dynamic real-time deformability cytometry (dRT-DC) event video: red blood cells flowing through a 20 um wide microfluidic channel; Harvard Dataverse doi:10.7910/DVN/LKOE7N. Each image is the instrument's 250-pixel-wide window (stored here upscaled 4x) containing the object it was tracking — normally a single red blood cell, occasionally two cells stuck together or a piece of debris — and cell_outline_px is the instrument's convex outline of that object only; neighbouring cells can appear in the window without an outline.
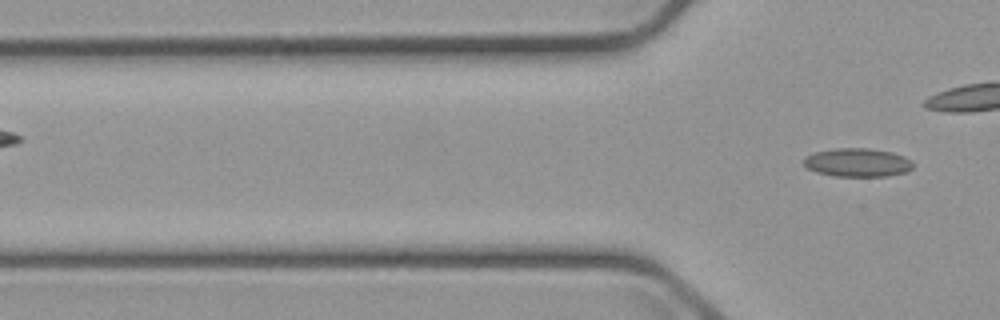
{"species": "common noctule bat (a hibernating species)", "species_latin": "Nyctalus noctula", "temperature_condition": "cold", "stored_images_in_passage": 6, "camera_frame_rate_fps": 3000, "um_per_image_px": 0.085, "animal": {"sex": "male", "body_mass_g": 23.1, "forearm_length_mm": 52.7}, "frame": {"image": 1, "passage_image": 6, "time_ms": 7.333, "image_size_px": [1000, 320], "cell_outline_px": [[912, 168], [904, 172], [888, 176], [832, 176], [816, 172], [808, 168], [804, 164], [804, 156], [816, 152], [836, 148], [868, 148], [892, 152], [904, 156], [912, 164]], "centroid_in_image_um": [72.85, 13.81], "position_along_channel_um": 52.9, "area_um2": 18.03}}